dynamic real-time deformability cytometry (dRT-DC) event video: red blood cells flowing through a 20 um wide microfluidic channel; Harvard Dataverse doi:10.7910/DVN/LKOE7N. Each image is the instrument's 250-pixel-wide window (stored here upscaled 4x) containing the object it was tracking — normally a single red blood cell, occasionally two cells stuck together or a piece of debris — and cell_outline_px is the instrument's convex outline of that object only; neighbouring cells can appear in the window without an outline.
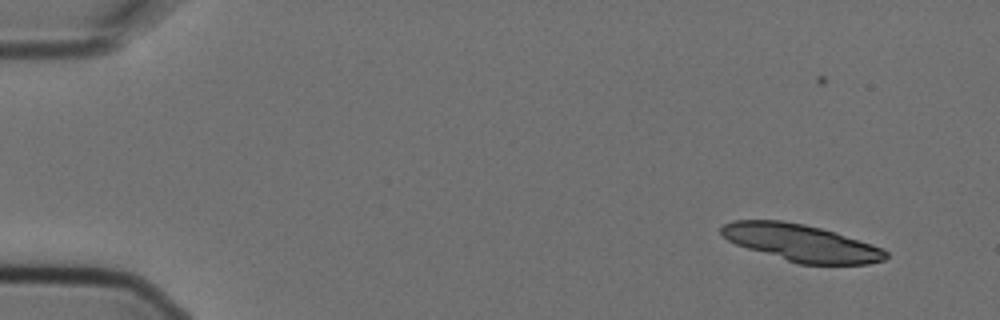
{"species": "Egyptian fruit bat (a non-hibernating species)", "species_latin": "Rousettus aegyptiacus", "temperature_condition": "cold", "stored_images_in_passage": 6, "camera_frame_rate_fps": 3000, "um_per_image_px": 0.085, "animal": {"sex": "female"}, "frame": {"image": 1, "passage_image": 3, "time_ms": 0.667, "image_size_px": [1000, 320], "cell_outline_px": [[888, 256], [884, 260], [868, 264], [800, 264], [748, 248], [736, 244], [728, 240], [720, 232], [720, 228], [724, 224], [732, 220], [784, 220], [804, 224], [836, 232], [884, 248], [888, 252]], "centroid_in_image_um": [68.13, 20.63], "position_along_channel_um": 16.9, "area_um2": 35.32}}